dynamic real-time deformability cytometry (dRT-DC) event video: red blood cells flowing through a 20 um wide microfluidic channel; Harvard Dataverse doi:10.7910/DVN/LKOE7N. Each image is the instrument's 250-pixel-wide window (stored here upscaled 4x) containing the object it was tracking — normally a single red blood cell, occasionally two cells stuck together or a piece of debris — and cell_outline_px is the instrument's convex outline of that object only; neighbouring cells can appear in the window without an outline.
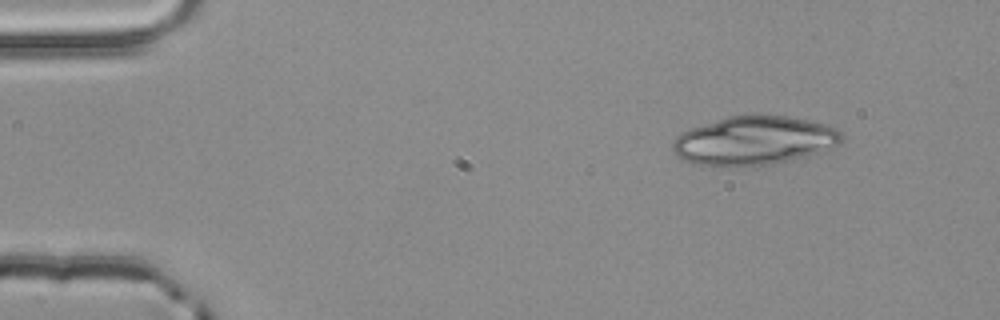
{"species": "common noctule bat (a hibernating species)", "species_latin": "Nyctalus noctula", "temperature_condition": "room temperature", "stored_images_in_passage": 14, "camera_frame_rate_fps": 3000, "um_per_image_px": 0.085, "animal": {"sex": "male", "body_mass_g": 20.4}, "frame": {"image": 1, "passage_image": 1, "time_ms": 0.0, "image_size_px": [1000, 320], "cell_outline_px": [[844, 136], [840, 144], [820, 152], [772, 164], [732, 168], [688, 164], [676, 156], [672, 148], [672, 144], [676, 136], [680, 132], [728, 116], [744, 112], [756, 112], [788, 116], [828, 124], [844, 132]], "centroid_in_image_um": [64.08, 11.94], "position_along_channel_um": 20.9, "area_um2": 49.59}}